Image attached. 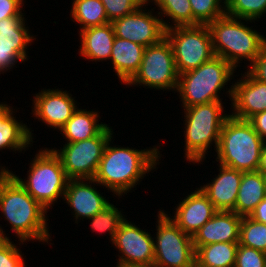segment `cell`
<instances>
[{
	"instance_id": "obj_1",
	"label": "cell",
	"mask_w": 266,
	"mask_h": 267,
	"mask_svg": "<svg viewBox=\"0 0 266 267\" xmlns=\"http://www.w3.org/2000/svg\"><path fill=\"white\" fill-rule=\"evenodd\" d=\"M113 138L114 136L109 139L105 147L93 179L100 184V187L103 186L112 192L114 197L122 198V195L125 196L132 192L131 190L134 191L133 188L140 185L141 179L146 174L157 170V165H160L159 161L162 156L160 150L162 149H160L159 143L152 148L141 150L129 146H116V144L114 146Z\"/></svg>"
},
{
	"instance_id": "obj_2",
	"label": "cell",
	"mask_w": 266,
	"mask_h": 267,
	"mask_svg": "<svg viewBox=\"0 0 266 267\" xmlns=\"http://www.w3.org/2000/svg\"><path fill=\"white\" fill-rule=\"evenodd\" d=\"M0 213L18 238V245L25 242L52 241L49 231L48 210L37 202L7 171L0 178ZM1 225V224H0ZM0 226V239H11ZM49 242V243H48Z\"/></svg>"
},
{
	"instance_id": "obj_3",
	"label": "cell",
	"mask_w": 266,
	"mask_h": 267,
	"mask_svg": "<svg viewBox=\"0 0 266 267\" xmlns=\"http://www.w3.org/2000/svg\"><path fill=\"white\" fill-rule=\"evenodd\" d=\"M234 71L236 72V69L229 62L219 56H214L198 68L180 74L174 93H178L181 99L179 101L182 103L181 108L222 101L223 98H220L222 91H226L227 97L232 101L233 81L230 82L236 77ZM228 83L232 85L226 86L225 90V85Z\"/></svg>"
},
{
	"instance_id": "obj_4",
	"label": "cell",
	"mask_w": 266,
	"mask_h": 267,
	"mask_svg": "<svg viewBox=\"0 0 266 267\" xmlns=\"http://www.w3.org/2000/svg\"><path fill=\"white\" fill-rule=\"evenodd\" d=\"M222 102L214 101L183 108L182 111L185 114L183 116L185 156L183 157L189 161V164H202L212 146L216 151L222 126L231 115L225 113L227 111Z\"/></svg>"
},
{
	"instance_id": "obj_5",
	"label": "cell",
	"mask_w": 266,
	"mask_h": 267,
	"mask_svg": "<svg viewBox=\"0 0 266 267\" xmlns=\"http://www.w3.org/2000/svg\"><path fill=\"white\" fill-rule=\"evenodd\" d=\"M248 22L255 23L254 20L234 18L225 14L207 25L211 32L215 56L223 58L236 70L243 60L250 62L246 65L248 68L266 42L264 33L249 27Z\"/></svg>"
},
{
	"instance_id": "obj_6",
	"label": "cell",
	"mask_w": 266,
	"mask_h": 267,
	"mask_svg": "<svg viewBox=\"0 0 266 267\" xmlns=\"http://www.w3.org/2000/svg\"><path fill=\"white\" fill-rule=\"evenodd\" d=\"M263 143L248 120L230 115L221 129L215 161L243 172L257 171Z\"/></svg>"
},
{
	"instance_id": "obj_7",
	"label": "cell",
	"mask_w": 266,
	"mask_h": 267,
	"mask_svg": "<svg viewBox=\"0 0 266 267\" xmlns=\"http://www.w3.org/2000/svg\"><path fill=\"white\" fill-rule=\"evenodd\" d=\"M30 161L27 178L22 179L10 169L8 172L37 202L50 211L55 202L64 199L69 178L59 157L49 147L38 149Z\"/></svg>"
},
{
	"instance_id": "obj_8",
	"label": "cell",
	"mask_w": 266,
	"mask_h": 267,
	"mask_svg": "<svg viewBox=\"0 0 266 267\" xmlns=\"http://www.w3.org/2000/svg\"><path fill=\"white\" fill-rule=\"evenodd\" d=\"M179 74L171 43L164 37L159 43L145 47L137 73L126 86L176 91Z\"/></svg>"
},
{
	"instance_id": "obj_9",
	"label": "cell",
	"mask_w": 266,
	"mask_h": 267,
	"mask_svg": "<svg viewBox=\"0 0 266 267\" xmlns=\"http://www.w3.org/2000/svg\"><path fill=\"white\" fill-rule=\"evenodd\" d=\"M154 240V264L157 267H195V248L192 237L183 232L159 209Z\"/></svg>"
},
{
	"instance_id": "obj_10",
	"label": "cell",
	"mask_w": 266,
	"mask_h": 267,
	"mask_svg": "<svg viewBox=\"0 0 266 267\" xmlns=\"http://www.w3.org/2000/svg\"><path fill=\"white\" fill-rule=\"evenodd\" d=\"M165 37L171 43L179 75L215 56L207 25L172 27L165 30Z\"/></svg>"
},
{
	"instance_id": "obj_11",
	"label": "cell",
	"mask_w": 266,
	"mask_h": 267,
	"mask_svg": "<svg viewBox=\"0 0 266 267\" xmlns=\"http://www.w3.org/2000/svg\"><path fill=\"white\" fill-rule=\"evenodd\" d=\"M115 132L107 126L98 136L52 148L69 179L94 178L105 147Z\"/></svg>"
},
{
	"instance_id": "obj_12",
	"label": "cell",
	"mask_w": 266,
	"mask_h": 267,
	"mask_svg": "<svg viewBox=\"0 0 266 267\" xmlns=\"http://www.w3.org/2000/svg\"><path fill=\"white\" fill-rule=\"evenodd\" d=\"M24 14L0 20V74L11 71L18 62L28 61V47L37 39Z\"/></svg>"
},
{
	"instance_id": "obj_13",
	"label": "cell",
	"mask_w": 266,
	"mask_h": 267,
	"mask_svg": "<svg viewBox=\"0 0 266 267\" xmlns=\"http://www.w3.org/2000/svg\"><path fill=\"white\" fill-rule=\"evenodd\" d=\"M149 5L145 2L134 13L114 20L115 36L144 47L159 43L165 37V28L160 15L154 13L156 7L148 9Z\"/></svg>"
},
{
	"instance_id": "obj_14",
	"label": "cell",
	"mask_w": 266,
	"mask_h": 267,
	"mask_svg": "<svg viewBox=\"0 0 266 267\" xmlns=\"http://www.w3.org/2000/svg\"><path fill=\"white\" fill-rule=\"evenodd\" d=\"M41 89L32 99V116L47 127L60 130L78 109L77 100L62 88Z\"/></svg>"
},
{
	"instance_id": "obj_15",
	"label": "cell",
	"mask_w": 266,
	"mask_h": 267,
	"mask_svg": "<svg viewBox=\"0 0 266 267\" xmlns=\"http://www.w3.org/2000/svg\"><path fill=\"white\" fill-rule=\"evenodd\" d=\"M138 226L127 218L120 224L112 242V246L120 253L116 263H154L153 235Z\"/></svg>"
},
{
	"instance_id": "obj_16",
	"label": "cell",
	"mask_w": 266,
	"mask_h": 267,
	"mask_svg": "<svg viewBox=\"0 0 266 267\" xmlns=\"http://www.w3.org/2000/svg\"><path fill=\"white\" fill-rule=\"evenodd\" d=\"M96 185L100 186L93 178L68 180L63 201L72 209V217L76 224L81 219L88 220L111 203L95 187Z\"/></svg>"
},
{
	"instance_id": "obj_17",
	"label": "cell",
	"mask_w": 266,
	"mask_h": 267,
	"mask_svg": "<svg viewBox=\"0 0 266 267\" xmlns=\"http://www.w3.org/2000/svg\"><path fill=\"white\" fill-rule=\"evenodd\" d=\"M235 80L230 104L233 117L249 120L266 110V83L256 80L247 70Z\"/></svg>"
},
{
	"instance_id": "obj_18",
	"label": "cell",
	"mask_w": 266,
	"mask_h": 267,
	"mask_svg": "<svg viewBox=\"0 0 266 267\" xmlns=\"http://www.w3.org/2000/svg\"><path fill=\"white\" fill-rule=\"evenodd\" d=\"M193 191L176 204L175 211L173 210L174 216L165 212L183 232L191 237L217 212L213 203L199 187Z\"/></svg>"
},
{
	"instance_id": "obj_19",
	"label": "cell",
	"mask_w": 266,
	"mask_h": 267,
	"mask_svg": "<svg viewBox=\"0 0 266 267\" xmlns=\"http://www.w3.org/2000/svg\"><path fill=\"white\" fill-rule=\"evenodd\" d=\"M218 165V175L211 182L200 185V189L213 203L217 211H233L238 197V189L243 171Z\"/></svg>"
},
{
	"instance_id": "obj_20",
	"label": "cell",
	"mask_w": 266,
	"mask_h": 267,
	"mask_svg": "<svg viewBox=\"0 0 266 267\" xmlns=\"http://www.w3.org/2000/svg\"><path fill=\"white\" fill-rule=\"evenodd\" d=\"M241 219L233 211H217L192 237L195 251L217 242L238 243Z\"/></svg>"
},
{
	"instance_id": "obj_21",
	"label": "cell",
	"mask_w": 266,
	"mask_h": 267,
	"mask_svg": "<svg viewBox=\"0 0 266 267\" xmlns=\"http://www.w3.org/2000/svg\"><path fill=\"white\" fill-rule=\"evenodd\" d=\"M6 103L0 102V151L11 149L15 154L25 152L33 146L34 130L23 123V120H17L14 117L17 110Z\"/></svg>"
},
{
	"instance_id": "obj_22",
	"label": "cell",
	"mask_w": 266,
	"mask_h": 267,
	"mask_svg": "<svg viewBox=\"0 0 266 267\" xmlns=\"http://www.w3.org/2000/svg\"><path fill=\"white\" fill-rule=\"evenodd\" d=\"M78 32L81 44L78 52L81 57L92 62L110 60L112 45L116 37L112 23L86 28Z\"/></svg>"
},
{
	"instance_id": "obj_23",
	"label": "cell",
	"mask_w": 266,
	"mask_h": 267,
	"mask_svg": "<svg viewBox=\"0 0 266 267\" xmlns=\"http://www.w3.org/2000/svg\"><path fill=\"white\" fill-rule=\"evenodd\" d=\"M145 47L127 39L115 37L112 45L111 64L121 84H127L137 73Z\"/></svg>"
},
{
	"instance_id": "obj_24",
	"label": "cell",
	"mask_w": 266,
	"mask_h": 267,
	"mask_svg": "<svg viewBox=\"0 0 266 267\" xmlns=\"http://www.w3.org/2000/svg\"><path fill=\"white\" fill-rule=\"evenodd\" d=\"M98 112L78 107L73 116L59 130L61 136L65 138V143H74L98 136L108 126L106 123H99L101 117Z\"/></svg>"
},
{
	"instance_id": "obj_25",
	"label": "cell",
	"mask_w": 266,
	"mask_h": 267,
	"mask_svg": "<svg viewBox=\"0 0 266 267\" xmlns=\"http://www.w3.org/2000/svg\"><path fill=\"white\" fill-rule=\"evenodd\" d=\"M265 196L266 186L263 174L258 171L243 172L233 212L242 217L249 216Z\"/></svg>"
},
{
	"instance_id": "obj_26",
	"label": "cell",
	"mask_w": 266,
	"mask_h": 267,
	"mask_svg": "<svg viewBox=\"0 0 266 267\" xmlns=\"http://www.w3.org/2000/svg\"><path fill=\"white\" fill-rule=\"evenodd\" d=\"M239 243L217 242L195 251V267H234Z\"/></svg>"
},
{
	"instance_id": "obj_27",
	"label": "cell",
	"mask_w": 266,
	"mask_h": 267,
	"mask_svg": "<svg viewBox=\"0 0 266 267\" xmlns=\"http://www.w3.org/2000/svg\"><path fill=\"white\" fill-rule=\"evenodd\" d=\"M71 21L79 25L80 31L110 23L101 0H72Z\"/></svg>"
},
{
	"instance_id": "obj_28",
	"label": "cell",
	"mask_w": 266,
	"mask_h": 267,
	"mask_svg": "<svg viewBox=\"0 0 266 267\" xmlns=\"http://www.w3.org/2000/svg\"><path fill=\"white\" fill-rule=\"evenodd\" d=\"M146 2L149 4L151 2L158 8L157 13L162 17L165 30L177 26H192V8L189 0H146ZM165 17L168 21L163 20Z\"/></svg>"
},
{
	"instance_id": "obj_29",
	"label": "cell",
	"mask_w": 266,
	"mask_h": 267,
	"mask_svg": "<svg viewBox=\"0 0 266 267\" xmlns=\"http://www.w3.org/2000/svg\"><path fill=\"white\" fill-rule=\"evenodd\" d=\"M123 213L122 210H118L116 205L110 203L96 215L89 218V221H91V232H100L99 234L101 235L102 233L108 232L110 236L109 241L112 243L120 224L125 220V217H127Z\"/></svg>"
},
{
	"instance_id": "obj_30",
	"label": "cell",
	"mask_w": 266,
	"mask_h": 267,
	"mask_svg": "<svg viewBox=\"0 0 266 267\" xmlns=\"http://www.w3.org/2000/svg\"><path fill=\"white\" fill-rule=\"evenodd\" d=\"M192 8V26L208 25L226 14L225 0H189Z\"/></svg>"
},
{
	"instance_id": "obj_31",
	"label": "cell",
	"mask_w": 266,
	"mask_h": 267,
	"mask_svg": "<svg viewBox=\"0 0 266 267\" xmlns=\"http://www.w3.org/2000/svg\"><path fill=\"white\" fill-rule=\"evenodd\" d=\"M238 243L266 253V224L257 222L249 216H243Z\"/></svg>"
},
{
	"instance_id": "obj_32",
	"label": "cell",
	"mask_w": 266,
	"mask_h": 267,
	"mask_svg": "<svg viewBox=\"0 0 266 267\" xmlns=\"http://www.w3.org/2000/svg\"><path fill=\"white\" fill-rule=\"evenodd\" d=\"M226 15L259 21L266 14V0H225ZM258 19V20H257Z\"/></svg>"
},
{
	"instance_id": "obj_33",
	"label": "cell",
	"mask_w": 266,
	"mask_h": 267,
	"mask_svg": "<svg viewBox=\"0 0 266 267\" xmlns=\"http://www.w3.org/2000/svg\"><path fill=\"white\" fill-rule=\"evenodd\" d=\"M105 7L108 21L114 20L134 13L146 0H101Z\"/></svg>"
},
{
	"instance_id": "obj_34",
	"label": "cell",
	"mask_w": 266,
	"mask_h": 267,
	"mask_svg": "<svg viewBox=\"0 0 266 267\" xmlns=\"http://www.w3.org/2000/svg\"><path fill=\"white\" fill-rule=\"evenodd\" d=\"M24 258L12 239H0V267H27Z\"/></svg>"
},
{
	"instance_id": "obj_35",
	"label": "cell",
	"mask_w": 266,
	"mask_h": 267,
	"mask_svg": "<svg viewBox=\"0 0 266 267\" xmlns=\"http://www.w3.org/2000/svg\"><path fill=\"white\" fill-rule=\"evenodd\" d=\"M234 267H266V253L239 244Z\"/></svg>"
},
{
	"instance_id": "obj_36",
	"label": "cell",
	"mask_w": 266,
	"mask_h": 267,
	"mask_svg": "<svg viewBox=\"0 0 266 267\" xmlns=\"http://www.w3.org/2000/svg\"><path fill=\"white\" fill-rule=\"evenodd\" d=\"M247 71L258 81L266 83V42Z\"/></svg>"
},
{
	"instance_id": "obj_37",
	"label": "cell",
	"mask_w": 266,
	"mask_h": 267,
	"mask_svg": "<svg viewBox=\"0 0 266 267\" xmlns=\"http://www.w3.org/2000/svg\"><path fill=\"white\" fill-rule=\"evenodd\" d=\"M24 0H0V20L9 17H17L24 10Z\"/></svg>"
},
{
	"instance_id": "obj_38",
	"label": "cell",
	"mask_w": 266,
	"mask_h": 267,
	"mask_svg": "<svg viewBox=\"0 0 266 267\" xmlns=\"http://www.w3.org/2000/svg\"><path fill=\"white\" fill-rule=\"evenodd\" d=\"M248 121L259 136L266 141V110L252 116Z\"/></svg>"
},
{
	"instance_id": "obj_39",
	"label": "cell",
	"mask_w": 266,
	"mask_h": 267,
	"mask_svg": "<svg viewBox=\"0 0 266 267\" xmlns=\"http://www.w3.org/2000/svg\"><path fill=\"white\" fill-rule=\"evenodd\" d=\"M257 222L266 224V196L249 215Z\"/></svg>"
},
{
	"instance_id": "obj_40",
	"label": "cell",
	"mask_w": 266,
	"mask_h": 267,
	"mask_svg": "<svg viewBox=\"0 0 266 267\" xmlns=\"http://www.w3.org/2000/svg\"><path fill=\"white\" fill-rule=\"evenodd\" d=\"M257 171L262 174H266V141H264L261 149L260 161Z\"/></svg>"
},
{
	"instance_id": "obj_41",
	"label": "cell",
	"mask_w": 266,
	"mask_h": 267,
	"mask_svg": "<svg viewBox=\"0 0 266 267\" xmlns=\"http://www.w3.org/2000/svg\"><path fill=\"white\" fill-rule=\"evenodd\" d=\"M116 267H157V266L154 263H150V264L117 263Z\"/></svg>"
},
{
	"instance_id": "obj_42",
	"label": "cell",
	"mask_w": 266,
	"mask_h": 267,
	"mask_svg": "<svg viewBox=\"0 0 266 267\" xmlns=\"http://www.w3.org/2000/svg\"><path fill=\"white\" fill-rule=\"evenodd\" d=\"M8 171V167L0 165V178Z\"/></svg>"
},
{
	"instance_id": "obj_43",
	"label": "cell",
	"mask_w": 266,
	"mask_h": 267,
	"mask_svg": "<svg viewBox=\"0 0 266 267\" xmlns=\"http://www.w3.org/2000/svg\"><path fill=\"white\" fill-rule=\"evenodd\" d=\"M263 176H264V179H265V186H266V174H263Z\"/></svg>"
}]
</instances>
